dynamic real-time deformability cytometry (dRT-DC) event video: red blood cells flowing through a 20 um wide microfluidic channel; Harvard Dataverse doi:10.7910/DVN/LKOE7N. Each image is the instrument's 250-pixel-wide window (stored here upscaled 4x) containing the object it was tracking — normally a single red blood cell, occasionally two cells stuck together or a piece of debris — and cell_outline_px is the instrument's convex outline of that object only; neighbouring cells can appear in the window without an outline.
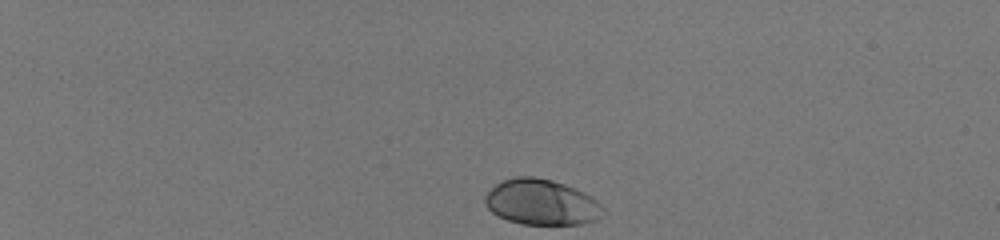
{"species": "human", "species_latin": "Homo sapiens", "temperature_condition": "room temperature", "stored_images_in_passage": 39, "camera_frame_rate_fps": 3000, "um_per_image_px": 0.085, "donor": {"sex": "male"}, "frame": {"image": 1, "passage_image": 1, "time_ms": 0.0, "image_size_px": [1000, 240], "cell_outline_px": [[604, 208], [596, 220], [580, 224], [520, 224], [508, 220], [492, 212], [484, 204], [484, 196], [496, 184], [504, 180], [516, 176], [536, 176], [552, 180], [576, 188], [592, 196]], "centroid_in_image_um": [46.01, 17.18], "position_along_channel_um": 39.0, "area_um2": 31.33}}
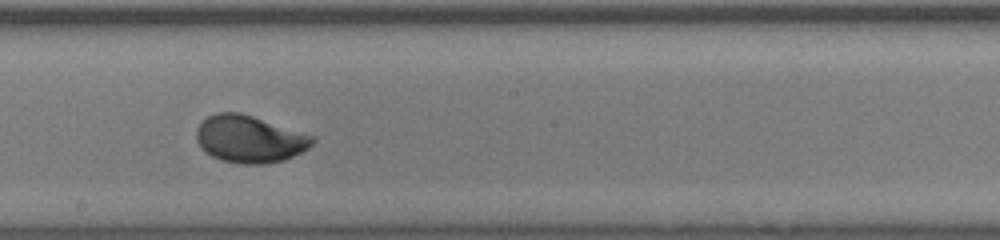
{"frame": {"image": 2, "passage_image": 23, "time_ms": 7.333, "image_size_px": [1000, 240], "cell_outline_px": [[316, 140], [308, 148], [284, 160], [264, 164], [244, 164], [220, 160], [212, 156], [200, 148], [196, 140], [196, 128], [208, 116], [216, 112], [240, 112], [316, 136]], "centroid_in_image_um": [21.2, 11.82], "position_along_channel_um": 227.0, "area_um2": 32.02}}
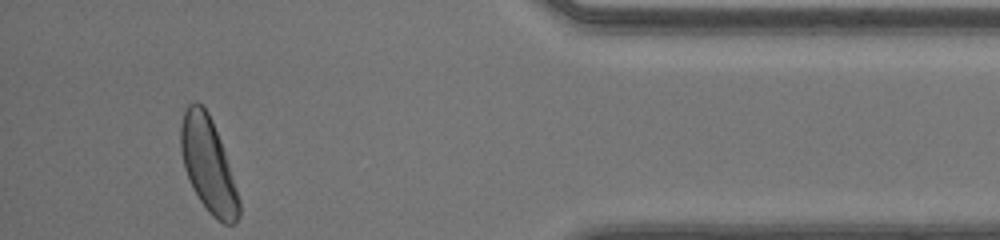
{"frame": {"image": 3, "passage_image": 39, "time_ms": 12.667, "image_size_px": [1000, 240], "cell_outline_px": [[240, 216], [232, 224], [224, 224], [212, 216], [200, 200], [192, 188], [184, 168], [180, 148], [180, 128], [184, 112], [188, 104], [196, 100], [208, 112], [212, 120], [220, 140], [240, 200]], "centroid_in_image_um": [17.68, 14.01], "position_along_channel_um": 417.5, "area_um2": 31.73}, "authors_computed_cell_mechanics": {"area_um2": 31.0964, "velocity_mm_per_s": 4.1076, "shape_relaxation_time_tau1_ms": 2.1281, "shape_relaxation_time_tau2_ms": null, "deformation_change_tau1": 0.1302, "deformation_change_tau2": null}}